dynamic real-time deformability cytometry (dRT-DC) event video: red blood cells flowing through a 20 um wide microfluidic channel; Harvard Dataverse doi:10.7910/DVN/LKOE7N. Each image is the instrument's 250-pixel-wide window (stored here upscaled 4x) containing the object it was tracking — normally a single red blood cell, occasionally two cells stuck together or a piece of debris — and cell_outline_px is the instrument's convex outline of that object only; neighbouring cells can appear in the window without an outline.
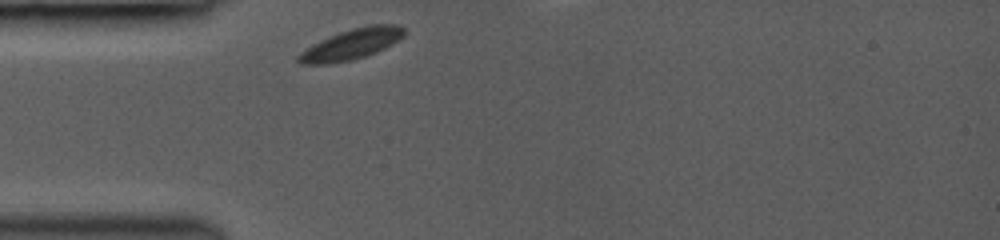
{"species": "common noctule bat (a hibernating species)", "species_latin": "Nyctalus noctula", "temperature_condition": "room temperature", "stored_images_in_passage": 26, "camera_frame_rate_fps": 3000, "um_per_image_px": 0.085, "animal": {"sex": "female", "body_mass_g": 19.0, "forearm_length_mm": 53.3}, "frame": {"image": 1, "passage_image": 1, "time_ms": 0.0, "image_size_px": [1000, 240], "cell_outline_px": [[404, 36], [392, 44], [376, 52], [352, 60], [328, 64], [300, 64], [296, 60], [296, 56], [300, 52], [312, 44], [320, 40], [340, 32], [352, 28], [372, 24], [396, 24], [404, 28]], "centroid_in_image_um": [29.85, 3.76], "position_along_channel_um": 55.2, "area_um2": 18.84}}
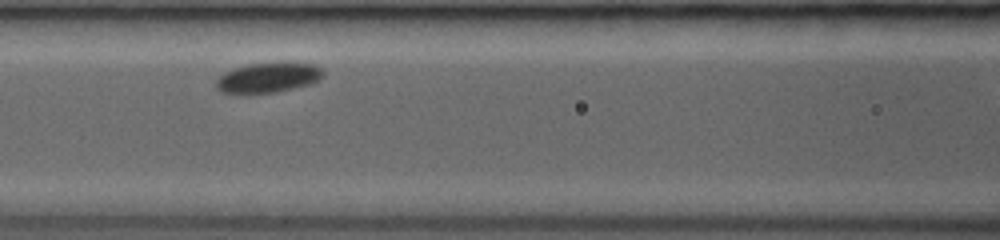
{"frame": {"image": 2, "passage_image": 10, "time_ms": 2.667, "image_size_px": [1000, 240], "cell_outline_px": [[324, 76], [320, 80], [312, 84], [276, 92], [240, 96], [220, 92], [216, 88], [216, 80], [224, 72], [232, 68], [248, 64], [284, 60], [316, 64], [324, 72]], "centroid_in_image_um": [22.79, 6.59], "position_along_channel_um": 143.8, "area_um2": 20.06}}
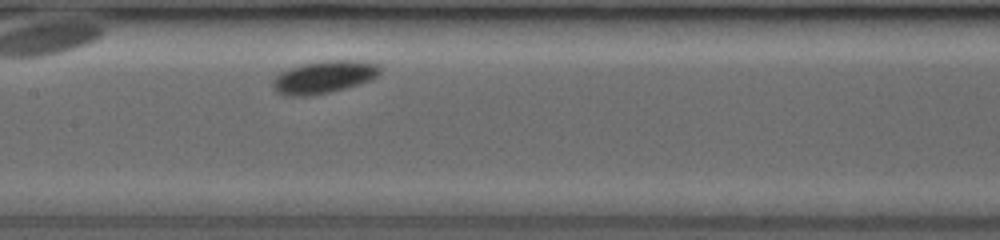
{"frame": {"image": 3, "passage_image": 13, "time_ms": 3.667, "image_size_px": [1000, 240], "cell_outline_px": [[380, 72], [372, 80], [360, 84], [332, 92], [308, 96], [284, 96], [276, 92], [272, 88], [272, 80], [280, 72], [288, 68], [300, 64], [324, 60], [356, 60], [376, 64], [380, 68]], "centroid_in_image_um": [27.48, 6.56], "position_along_channel_um": 179.9, "area_um2": 20.63}}